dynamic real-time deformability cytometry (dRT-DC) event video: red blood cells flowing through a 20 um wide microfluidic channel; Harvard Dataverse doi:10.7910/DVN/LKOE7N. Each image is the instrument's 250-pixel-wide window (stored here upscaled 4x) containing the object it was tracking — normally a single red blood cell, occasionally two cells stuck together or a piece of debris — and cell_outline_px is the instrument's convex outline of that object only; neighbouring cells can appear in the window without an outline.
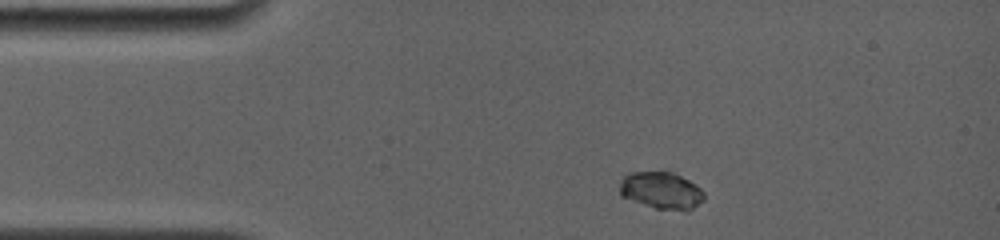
{"species": "common noctule bat (a hibernating species)", "species_latin": "Nyctalus noctula", "temperature_condition": "room temperature", "stored_images_in_passage": 3, "camera_frame_rate_fps": 4000, "um_per_image_px": 0.085, "animal": {"sex": "female", "body_mass_g": 19.0, "forearm_length_mm": 56.7}, "frame": {"image": 1, "passage_image": 1, "time_ms": 0.0, "image_size_px": [1000, 240], "cell_outline_px": [[704, 200], [688, 212], [684, 212], [656, 208], [620, 196], [620, 180], [628, 172], [672, 172], [696, 184], [704, 192]], "centroid_in_image_um": [56.23, 16.21], "position_along_channel_um": 28.8, "area_um2": 18.38}}
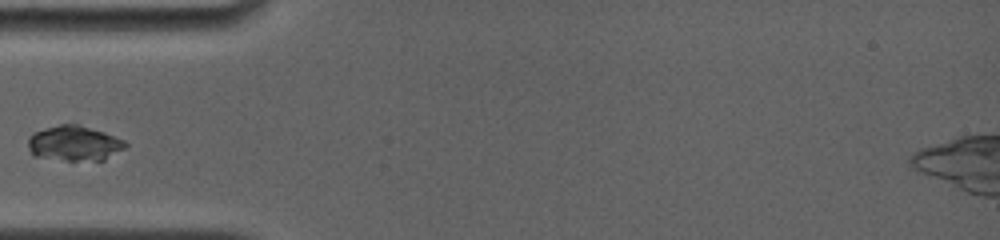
{"frame": {"image": 2, "passage_image": 3, "time_ms": 2.5, "image_size_px": [1000, 240], "cell_outline_px": [[128, 144], [124, 148], [104, 160], [64, 160], [32, 156], [28, 148], [28, 136], [32, 132], [60, 124], [80, 124], [104, 132], [124, 140]], "centroid_in_image_um": [6.27, 12.17], "position_along_channel_um": 78.7, "area_um2": 20.0}}